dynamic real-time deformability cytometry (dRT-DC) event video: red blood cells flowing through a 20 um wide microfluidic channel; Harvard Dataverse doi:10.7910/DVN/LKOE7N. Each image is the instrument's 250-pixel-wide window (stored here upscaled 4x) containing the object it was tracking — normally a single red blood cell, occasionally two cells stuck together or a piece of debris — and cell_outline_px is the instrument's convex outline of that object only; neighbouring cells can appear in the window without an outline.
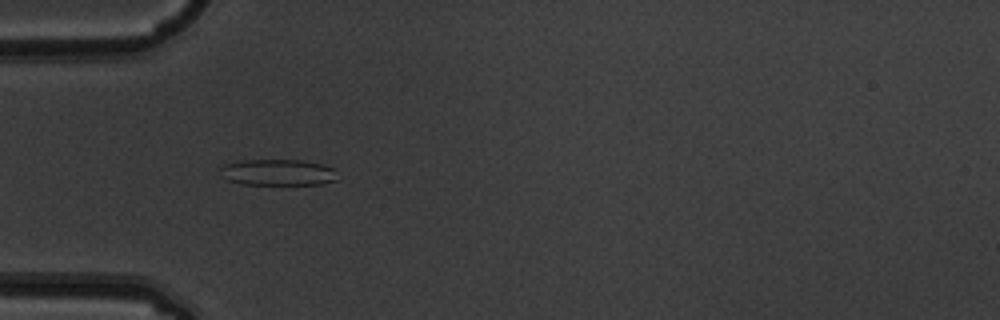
{"species": "common noctule bat (a hibernating species)", "species_latin": "Nyctalus noctula", "temperature_condition": "warm", "stored_images_in_passage": 4, "camera_frame_rate_fps": 3000, "um_per_image_px": 0.085, "animal": {"sex": "male", "body_mass_g": 19.5, "forearm_length_mm": 54.6}, "frame": {"image": 1, "passage_image": 3, "time_ms": 0.667, "image_size_px": [1000, 320], "cell_outline_px": [[336, 180], [320, 184], [240, 184], [228, 180], [216, 168], [220, 164], [240, 160], [304, 160], [320, 164], [332, 168]], "centroid_in_image_um": [23.5, 14.64], "position_along_channel_um": 61.5, "area_um2": 17.92}}